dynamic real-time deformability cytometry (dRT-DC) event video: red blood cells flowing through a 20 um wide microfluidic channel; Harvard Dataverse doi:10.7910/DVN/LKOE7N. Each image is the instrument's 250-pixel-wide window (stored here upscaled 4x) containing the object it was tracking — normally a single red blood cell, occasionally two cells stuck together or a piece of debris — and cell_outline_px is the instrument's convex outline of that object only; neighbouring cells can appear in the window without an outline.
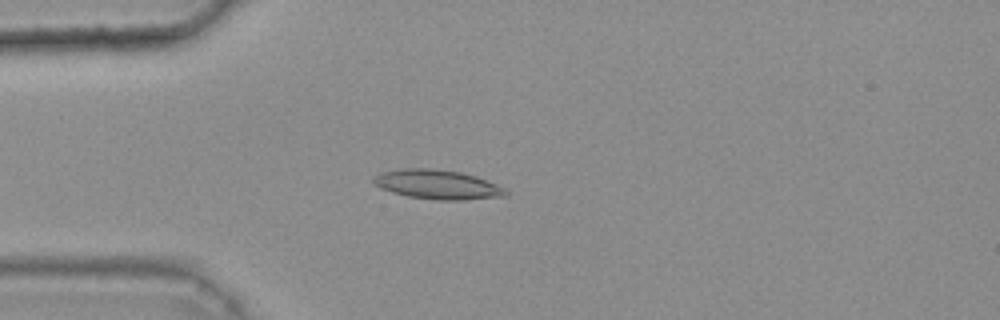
{"species": "common noctule bat (a hibernating species)", "species_latin": "Nyctalus noctula", "temperature_condition": "warm", "stored_images_in_passage": 44, "camera_frame_rate_fps": 3000, "um_per_image_px": 0.085, "animal": {"sex": "female", "body_mass_g": 25.1}, "frame": {"image": 1, "passage_image": 13, "time_ms": 4.0, "image_size_px": [1000, 320], "cell_outline_px": [[508, 196], [464, 200], [436, 200], [408, 196], [392, 192], [380, 188], [372, 184], [372, 180], [380, 172], [404, 168], [432, 168], [460, 172], [476, 176], [496, 184], [504, 188], [508, 192]], "centroid_in_image_um": [37.18, 15.68], "position_along_channel_um": 47.8, "area_um2": 22.72}}
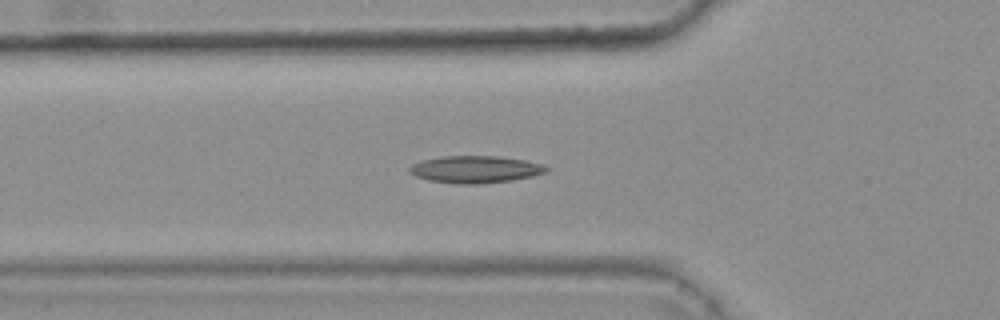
{"frame": {"image": 2, "passage_image": 17, "time_ms": 5.333, "image_size_px": [1000, 320], "cell_outline_px": [[552, 168], [548, 172], [532, 176], [512, 180], [480, 184], [456, 184], [428, 180], [416, 176], [408, 172], [408, 168], [412, 164], [424, 160], [444, 156], [496, 156], [524, 160], [540, 164]], "centroid_in_image_um": [40.41, 14.4], "position_along_channel_um": 85.4, "area_um2": 21.68}}
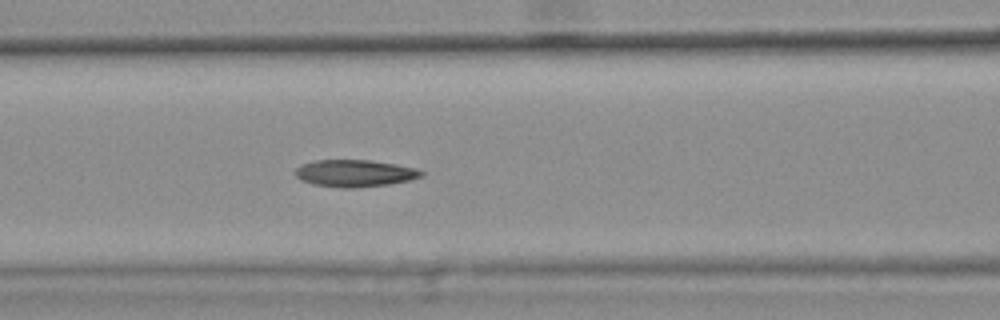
{"frame": {"image": 3, "passage_image": 21, "time_ms": 6.667, "image_size_px": [1000, 320], "cell_outline_px": [[424, 172], [420, 176], [408, 180], [388, 184], [352, 188], [340, 188], [312, 184], [300, 180], [292, 172], [300, 164], [316, 160], [368, 160], [396, 164], [416, 168]], "centroid_in_image_um": [30.07, 14.72], "position_along_channel_um": 136.5, "area_um2": 19.88}, "authors_computed_cell_mechanics": {"area_um2": 20.1144, "velocity_mm_per_s": 3.7951, "shape_relaxation_time_tau1_ms": 8.3632, "shape_relaxation_time_tau2_ms": 4.1962, "deformation_change_tau1": 0.2095, "deformation_change_tau2": 0.1117}}